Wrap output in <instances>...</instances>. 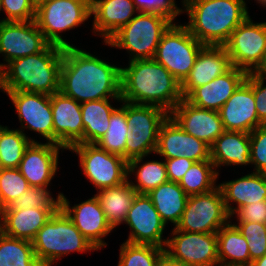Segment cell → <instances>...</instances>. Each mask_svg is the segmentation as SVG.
Here are the masks:
<instances>
[{"mask_svg": "<svg viewBox=\"0 0 266 266\" xmlns=\"http://www.w3.org/2000/svg\"><path fill=\"white\" fill-rule=\"evenodd\" d=\"M155 154L164 159L185 157L199 162L210 160V147L185 132L169 115L160 127Z\"/></svg>", "mask_w": 266, "mask_h": 266, "instance_id": "18", "label": "cell"}, {"mask_svg": "<svg viewBox=\"0 0 266 266\" xmlns=\"http://www.w3.org/2000/svg\"><path fill=\"white\" fill-rule=\"evenodd\" d=\"M231 219L219 187L214 190L188 197L177 230L192 233H217Z\"/></svg>", "mask_w": 266, "mask_h": 266, "instance_id": "12", "label": "cell"}, {"mask_svg": "<svg viewBox=\"0 0 266 266\" xmlns=\"http://www.w3.org/2000/svg\"><path fill=\"white\" fill-rule=\"evenodd\" d=\"M110 99L92 100L81 103V115L84 125L83 143H96L107 132L110 118L116 109Z\"/></svg>", "mask_w": 266, "mask_h": 266, "instance_id": "31", "label": "cell"}, {"mask_svg": "<svg viewBox=\"0 0 266 266\" xmlns=\"http://www.w3.org/2000/svg\"><path fill=\"white\" fill-rule=\"evenodd\" d=\"M64 48L50 44L44 51L8 62L0 70V90L52 95L60 90Z\"/></svg>", "mask_w": 266, "mask_h": 266, "instance_id": "3", "label": "cell"}, {"mask_svg": "<svg viewBox=\"0 0 266 266\" xmlns=\"http://www.w3.org/2000/svg\"><path fill=\"white\" fill-rule=\"evenodd\" d=\"M210 160L216 171L224 165L251 164L249 133L225 130L210 147Z\"/></svg>", "mask_w": 266, "mask_h": 266, "instance_id": "28", "label": "cell"}, {"mask_svg": "<svg viewBox=\"0 0 266 266\" xmlns=\"http://www.w3.org/2000/svg\"><path fill=\"white\" fill-rule=\"evenodd\" d=\"M234 215L238 222L266 223V201L243 205L232 214V217Z\"/></svg>", "mask_w": 266, "mask_h": 266, "instance_id": "45", "label": "cell"}, {"mask_svg": "<svg viewBox=\"0 0 266 266\" xmlns=\"http://www.w3.org/2000/svg\"><path fill=\"white\" fill-rule=\"evenodd\" d=\"M137 194L136 190L129 184L128 179L120 185L98 190L95 196L113 229L125 222L127 213Z\"/></svg>", "mask_w": 266, "mask_h": 266, "instance_id": "30", "label": "cell"}, {"mask_svg": "<svg viewBox=\"0 0 266 266\" xmlns=\"http://www.w3.org/2000/svg\"><path fill=\"white\" fill-rule=\"evenodd\" d=\"M248 244L250 265L254 260L266 254V223L235 222Z\"/></svg>", "mask_w": 266, "mask_h": 266, "instance_id": "41", "label": "cell"}, {"mask_svg": "<svg viewBox=\"0 0 266 266\" xmlns=\"http://www.w3.org/2000/svg\"><path fill=\"white\" fill-rule=\"evenodd\" d=\"M169 181L179 183L186 172L194 164V161L187 158L163 159Z\"/></svg>", "mask_w": 266, "mask_h": 266, "instance_id": "47", "label": "cell"}, {"mask_svg": "<svg viewBox=\"0 0 266 266\" xmlns=\"http://www.w3.org/2000/svg\"><path fill=\"white\" fill-rule=\"evenodd\" d=\"M61 195L62 193H59L55 199L48 188L31 186L13 204L4 209H61Z\"/></svg>", "mask_w": 266, "mask_h": 266, "instance_id": "40", "label": "cell"}, {"mask_svg": "<svg viewBox=\"0 0 266 266\" xmlns=\"http://www.w3.org/2000/svg\"><path fill=\"white\" fill-rule=\"evenodd\" d=\"M232 67L230 56L224 46L205 45L199 52L188 77L181 84L186 98L196 87L205 85Z\"/></svg>", "mask_w": 266, "mask_h": 266, "instance_id": "24", "label": "cell"}, {"mask_svg": "<svg viewBox=\"0 0 266 266\" xmlns=\"http://www.w3.org/2000/svg\"><path fill=\"white\" fill-rule=\"evenodd\" d=\"M111 114L110 126L97 144L108 153L117 154L125 159V145L127 141L128 124L126 120V101Z\"/></svg>", "mask_w": 266, "mask_h": 266, "instance_id": "37", "label": "cell"}, {"mask_svg": "<svg viewBox=\"0 0 266 266\" xmlns=\"http://www.w3.org/2000/svg\"><path fill=\"white\" fill-rule=\"evenodd\" d=\"M198 1H201V0H183L181 1L183 3V11L189 7L190 5L194 4L195 2H198Z\"/></svg>", "mask_w": 266, "mask_h": 266, "instance_id": "51", "label": "cell"}, {"mask_svg": "<svg viewBox=\"0 0 266 266\" xmlns=\"http://www.w3.org/2000/svg\"><path fill=\"white\" fill-rule=\"evenodd\" d=\"M1 10L6 13L2 21H33L36 16V0H1Z\"/></svg>", "mask_w": 266, "mask_h": 266, "instance_id": "42", "label": "cell"}, {"mask_svg": "<svg viewBox=\"0 0 266 266\" xmlns=\"http://www.w3.org/2000/svg\"><path fill=\"white\" fill-rule=\"evenodd\" d=\"M164 254V248L124 242L120 246L117 266H157Z\"/></svg>", "mask_w": 266, "mask_h": 266, "instance_id": "38", "label": "cell"}, {"mask_svg": "<svg viewBox=\"0 0 266 266\" xmlns=\"http://www.w3.org/2000/svg\"><path fill=\"white\" fill-rule=\"evenodd\" d=\"M60 209H2L0 225L3 234L32 241L39 229Z\"/></svg>", "mask_w": 266, "mask_h": 266, "instance_id": "26", "label": "cell"}, {"mask_svg": "<svg viewBox=\"0 0 266 266\" xmlns=\"http://www.w3.org/2000/svg\"><path fill=\"white\" fill-rule=\"evenodd\" d=\"M61 209L72 220L81 234L93 244L97 251L107 246L103 238L111 233L113 228L108 223L99 200L95 195L80 204H74V206L70 207L69 200L62 193Z\"/></svg>", "mask_w": 266, "mask_h": 266, "instance_id": "19", "label": "cell"}, {"mask_svg": "<svg viewBox=\"0 0 266 266\" xmlns=\"http://www.w3.org/2000/svg\"><path fill=\"white\" fill-rule=\"evenodd\" d=\"M147 196L151 199L164 223L167 225L168 222H171L176 228L189 197L180 185L167 181L151 190Z\"/></svg>", "mask_w": 266, "mask_h": 266, "instance_id": "29", "label": "cell"}, {"mask_svg": "<svg viewBox=\"0 0 266 266\" xmlns=\"http://www.w3.org/2000/svg\"><path fill=\"white\" fill-rule=\"evenodd\" d=\"M266 75L253 72V93L258 119L266 125Z\"/></svg>", "mask_w": 266, "mask_h": 266, "instance_id": "46", "label": "cell"}, {"mask_svg": "<svg viewBox=\"0 0 266 266\" xmlns=\"http://www.w3.org/2000/svg\"><path fill=\"white\" fill-rule=\"evenodd\" d=\"M121 68L76 46L64 48L59 91L80 104L110 98L121 102Z\"/></svg>", "mask_w": 266, "mask_h": 266, "instance_id": "1", "label": "cell"}, {"mask_svg": "<svg viewBox=\"0 0 266 266\" xmlns=\"http://www.w3.org/2000/svg\"><path fill=\"white\" fill-rule=\"evenodd\" d=\"M157 266H187V265L180 263V262H177V261H174V260L170 259L166 254H164L160 258Z\"/></svg>", "mask_w": 266, "mask_h": 266, "instance_id": "48", "label": "cell"}, {"mask_svg": "<svg viewBox=\"0 0 266 266\" xmlns=\"http://www.w3.org/2000/svg\"><path fill=\"white\" fill-rule=\"evenodd\" d=\"M223 128L226 131L251 133L264 125L259 119L253 93V72L238 86L233 95L219 110Z\"/></svg>", "mask_w": 266, "mask_h": 266, "instance_id": "17", "label": "cell"}, {"mask_svg": "<svg viewBox=\"0 0 266 266\" xmlns=\"http://www.w3.org/2000/svg\"><path fill=\"white\" fill-rule=\"evenodd\" d=\"M246 76L245 71L232 66L209 83L196 87L185 99L196 107L219 111Z\"/></svg>", "mask_w": 266, "mask_h": 266, "instance_id": "23", "label": "cell"}, {"mask_svg": "<svg viewBox=\"0 0 266 266\" xmlns=\"http://www.w3.org/2000/svg\"><path fill=\"white\" fill-rule=\"evenodd\" d=\"M50 43L33 21L0 20V54L6 63L0 64V70L10 61L44 51Z\"/></svg>", "mask_w": 266, "mask_h": 266, "instance_id": "14", "label": "cell"}, {"mask_svg": "<svg viewBox=\"0 0 266 266\" xmlns=\"http://www.w3.org/2000/svg\"><path fill=\"white\" fill-rule=\"evenodd\" d=\"M168 116L169 113L159 106L126 102V120L129 127L125 145L127 162L155 153L160 127Z\"/></svg>", "mask_w": 266, "mask_h": 266, "instance_id": "8", "label": "cell"}, {"mask_svg": "<svg viewBox=\"0 0 266 266\" xmlns=\"http://www.w3.org/2000/svg\"><path fill=\"white\" fill-rule=\"evenodd\" d=\"M245 0H201L187 7L189 32L203 45L223 46L249 16Z\"/></svg>", "mask_w": 266, "mask_h": 266, "instance_id": "4", "label": "cell"}, {"mask_svg": "<svg viewBox=\"0 0 266 266\" xmlns=\"http://www.w3.org/2000/svg\"><path fill=\"white\" fill-rule=\"evenodd\" d=\"M257 72L266 75V54H265L264 62L262 64L261 68Z\"/></svg>", "mask_w": 266, "mask_h": 266, "instance_id": "52", "label": "cell"}, {"mask_svg": "<svg viewBox=\"0 0 266 266\" xmlns=\"http://www.w3.org/2000/svg\"><path fill=\"white\" fill-rule=\"evenodd\" d=\"M181 83L154 58L129 61L121 68V99L156 105L170 113L183 99Z\"/></svg>", "mask_w": 266, "mask_h": 266, "instance_id": "2", "label": "cell"}, {"mask_svg": "<svg viewBox=\"0 0 266 266\" xmlns=\"http://www.w3.org/2000/svg\"><path fill=\"white\" fill-rule=\"evenodd\" d=\"M250 160L254 165L253 172H259L266 166V125H262L249 133Z\"/></svg>", "mask_w": 266, "mask_h": 266, "instance_id": "44", "label": "cell"}, {"mask_svg": "<svg viewBox=\"0 0 266 266\" xmlns=\"http://www.w3.org/2000/svg\"><path fill=\"white\" fill-rule=\"evenodd\" d=\"M250 266H266V254L251 262Z\"/></svg>", "mask_w": 266, "mask_h": 266, "instance_id": "49", "label": "cell"}, {"mask_svg": "<svg viewBox=\"0 0 266 266\" xmlns=\"http://www.w3.org/2000/svg\"><path fill=\"white\" fill-rule=\"evenodd\" d=\"M216 234L220 262L250 265L247 241L231 221L221 227Z\"/></svg>", "mask_w": 266, "mask_h": 266, "instance_id": "33", "label": "cell"}, {"mask_svg": "<svg viewBox=\"0 0 266 266\" xmlns=\"http://www.w3.org/2000/svg\"><path fill=\"white\" fill-rule=\"evenodd\" d=\"M167 238L165 254L187 266H214L218 261L217 234L192 233L175 227Z\"/></svg>", "mask_w": 266, "mask_h": 266, "instance_id": "13", "label": "cell"}, {"mask_svg": "<svg viewBox=\"0 0 266 266\" xmlns=\"http://www.w3.org/2000/svg\"><path fill=\"white\" fill-rule=\"evenodd\" d=\"M204 46L185 25L174 22L162 35L154 59L182 84Z\"/></svg>", "mask_w": 266, "mask_h": 266, "instance_id": "9", "label": "cell"}, {"mask_svg": "<svg viewBox=\"0 0 266 266\" xmlns=\"http://www.w3.org/2000/svg\"><path fill=\"white\" fill-rule=\"evenodd\" d=\"M32 142L26 133L19 129H9L0 125V168H18L25 150Z\"/></svg>", "mask_w": 266, "mask_h": 266, "instance_id": "34", "label": "cell"}, {"mask_svg": "<svg viewBox=\"0 0 266 266\" xmlns=\"http://www.w3.org/2000/svg\"><path fill=\"white\" fill-rule=\"evenodd\" d=\"M133 2L139 12L163 15L172 22L176 16L184 13L183 9L177 7L175 0H133Z\"/></svg>", "mask_w": 266, "mask_h": 266, "instance_id": "43", "label": "cell"}, {"mask_svg": "<svg viewBox=\"0 0 266 266\" xmlns=\"http://www.w3.org/2000/svg\"><path fill=\"white\" fill-rule=\"evenodd\" d=\"M30 187L18 168H0V210L13 204Z\"/></svg>", "mask_w": 266, "mask_h": 266, "instance_id": "39", "label": "cell"}, {"mask_svg": "<svg viewBox=\"0 0 266 266\" xmlns=\"http://www.w3.org/2000/svg\"><path fill=\"white\" fill-rule=\"evenodd\" d=\"M0 266H41L32 243L27 240L0 236Z\"/></svg>", "mask_w": 266, "mask_h": 266, "instance_id": "36", "label": "cell"}, {"mask_svg": "<svg viewBox=\"0 0 266 266\" xmlns=\"http://www.w3.org/2000/svg\"><path fill=\"white\" fill-rule=\"evenodd\" d=\"M53 144L65 150L83 143L84 125L81 104L60 91L51 95Z\"/></svg>", "mask_w": 266, "mask_h": 266, "instance_id": "20", "label": "cell"}, {"mask_svg": "<svg viewBox=\"0 0 266 266\" xmlns=\"http://www.w3.org/2000/svg\"><path fill=\"white\" fill-rule=\"evenodd\" d=\"M232 66L247 74L257 72L266 54V22L253 23L248 16L223 45Z\"/></svg>", "mask_w": 266, "mask_h": 266, "instance_id": "11", "label": "cell"}, {"mask_svg": "<svg viewBox=\"0 0 266 266\" xmlns=\"http://www.w3.org/2000/svg\"><path fill=\"white\" fill-rule=\"evenodd\" d=\"M257 3L261 4L263 7H266V0H255Z\"/></svg>", "mask_w": 266, "mask_h": 266, "instance_id": "54", "label": "cell"}, {"mask_svg": "<svg viewBox=\"0 0 266 266\" xmlns=\"http://www.w3.org/2000/svg\"><path fill=\"white\" fill-rule=\"evenodd\" d=\"M173 22L163 15L138 12L128 24L120 28L105 44L130 53V60L154 58L164 32Z\"/></svg>", "mask_w": 266, "mask_h": 266, "instance_id": "6", "label": "cell"}, {"mask_svg": "<svg viewBox=\"0 0 266 266\" xmlns=\"http://www.w3.org/2000/svg\"><path fill=\"white\" fill-rule=\"evenodd\" d=\"M124 223L131 229L125 242L165 248L167 238H163V231L166 224L147 194L136 195Z\"/></svg>", "mask_w": 266, "mask_h": 266, "instance_id": "15", "label": "cell"}, {"mask_svg": "<svg viewBox=\"0 0 266 266\" xmlns=\"http://www.w3.org/2000/svg\"><path fill=\"white\" fill-rule=\"evenodd\" d=\"M53 143L32 142L25 150L19 171L32 187L48 188L58 169L59 150Z\"/></svg>", "mask_w": 266, "mask_h": 266, "instance_id": "22", "label": "cell"}, {"mask_svg": "<svg viewBox=\"0 0 266 266\" xmlns=\"http://www.w3.org/2000/svg\"><path fill=\"white\" fill-rule=\"evenodd\" d=\"M258 173L261 175L263 180L266 182V166L262 168Z\"/></svg>", "mask_w": 266, "mask_h": 266, "instance_id": "53", "label": "cell"}, {"mask_svg": "<svg viewBox=\"0 0 266 266\" xmlns=\"http://www.w3.org/2000/svg\"><path fill=\"white\" fill-rule=\"evenodd\" d=\"M188 134L209 147L225 131L219 111L196 107L183 98L169 113Z\"/></svg>", "mask_w": 266, "mask_h": 266, "instance_id": "21", "label": "cell"}, {"mask_svg": "<svg viewBox=\"0 0 266 266\" xmlns=\"http://www.w3.org/2000/svg\"><path fill=\"white\" fill-rule=\"evenodd\" d=\"M3 234L2 232V228H1V225H0V236Z\"/></svg>", "mask_w": 266, "mask_h": 266, "instance_id": "55", "label": "cell"}, {"mask_svg": "<svg viewBox=\"0 0 266 266\" xmlns=\"http://www.w3.org/2000/svg\"><path fill=\"white\" fill-rule=\"evenodd\" d=\"M91 15V0H38L35 22L46 40L62 48L73 47L62 33L87 21Z\"/></svg>", "mask_w": 266, "mask_h": 266, "instance_id": "7", "label": "cell"}, {"mask_svg": "<svg viewBox=\"0 0 266 266\" xmlns=\"http://www.w3.org/2000/svg\"><path fill=\"white\" fill-rule=\"evenodd\" d=\"M69 151L79 156L84 175L98 190L114 187L127 180V161L117 154L108 153L95 143L71 146Z\"/></svg>", "mask_w": 266, "mask_h": 266, "instance_id": "10", "label": "cell"}, {"mask_svg": "<svg viewBox=\"0 0 266 266\" xmlns=\"http://www.w3.org/2000/svg\"><path fill=\"white\" fill-rule=\"evenodd\" d=\"M223 195L225 207L232 214L241 206L266 201V182L258 172H252L241 178L218 184ZM237 204L236 207L231 204Z\"/></svg>", "mask_w": 266, "mask_h": 266, "instance_id": "27", "label": "cell"}, {"mask_svg": "<svg viewBox=\"0 0 266 266\" xmlns=\"http://www.w3.org/2000/svg\"><path fill=\"white\" fill-rule=\"evenodd\" d=\"M145 157L131 159L127 163V179L138 194H148L159 185L169 181L164 161H146ZM136 174V182L129 180V175Z\"/></svg>", "mask_w": 266, "mask_h": 266, "instance_id": "32", "label": "cell"}, {"mask_svg": "<svg viewBox=\"0 0 266 266\" xmlns=\"http://www.w3.org/2000/svg\"><path fill=\"white\" fill-rule=\"evenodd\" d=\"M214 168L211 160L194 162L178 184L188 196L208 193L218 187L219 170Z\"/></svg>", "mask_w": 266, "mask_h": 266, "instance_id": "35", "label": "cell"}, {"mask_svg": "<svg viewBox=\"0 0 266 266\" xmlns=\"http://www.w3.org/2000/svg\"><path fill=\"white\" fill-rule=\"evenodd\" d=\"M139 11L133 0H91L93 33L106 42L120 28L129 23Z\"/></svg>", "mask_w": 266, "mask_h": 266, "instance_id": "25", "label": "cell"}, {"mask_svg": "<svg viewBox=\"0 0 266 266\" xmlns=\"http://www.w3.org/2000/svg\"><path fill=\"white\" fill-rule=\"evenodd\" d=\"M11 99L24 129L37 132L47 143H53V117L51 96L27 91H4ZM23 128V129H22Z\"/></svg>", "mask_w": 266, "mask_h": 266, "instance_id": "16", "label": "cell"}, {"mask_svg": "<svg viewBox=\"0 0 266 266\" xmlns=\"http://www.w3.org/2000/svg\"><path fill=\"white\" fill-rule=\"evenodd\" d=\"M216 266H250V265H246V264H235V263H226V262H220L218 261L216 264ZM214 265V266H215Z\"/></svg>", "mask_w": 266, "mask_h": 266, "instance_id": "50", "label": "cell"}, {"mask_svg": "<svg viewBox=\"0 0 266 266\" xmlns=\"http://www.w3.org/2000/svg\"><path fill=\"white\" fill-rule=\"evenodd\" d=\"M31 243L41 266H52L71 252L97 250L62 209L39 229Z\"/></svg>", "mask_w": 266, "mask_h": 266, "instance_id": "5", "label": "cell"}]
</instances>
